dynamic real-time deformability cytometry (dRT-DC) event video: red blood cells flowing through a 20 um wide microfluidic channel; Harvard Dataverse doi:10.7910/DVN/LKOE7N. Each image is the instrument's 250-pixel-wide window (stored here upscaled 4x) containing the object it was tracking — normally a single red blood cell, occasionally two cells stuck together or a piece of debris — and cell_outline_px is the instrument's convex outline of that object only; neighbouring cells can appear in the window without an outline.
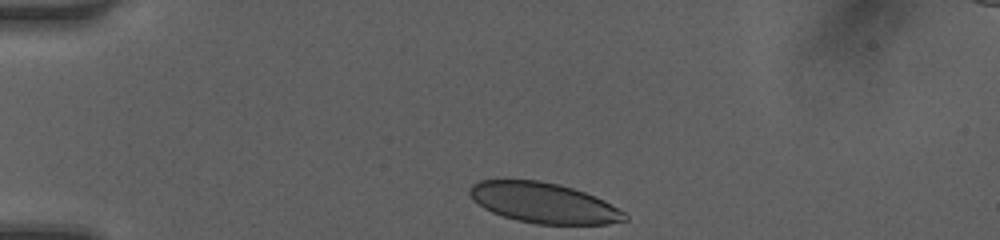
{"species": "human", "species_latin": "Homo sapiens", "temperature_condition": "room temperature", "stored_images_in_passage": 33, "camera_frame_rate_fps": 3000, "um_per_image_px": 0.085, "donor": {"sex": "female"}, "frame": {"image": 1, "passage_image": 1, "time_ms": 0.0, "image_size_px": [1000, 240], "cell_outline_px": [[628, 220], [608, 224], [536, 224], [516, 220], [492, 212], [484, 208], [472, 200], [468, 192], [468, 188], [472, 184], [480, 180], [540, 180], [560, 184], [596, 196], [604, 200], [624, 212], [628, 216]], "centroid_in_image_um": [46.2, 17.24], "position_along_channel_um": 38.8, "area_um2": 36.59}}
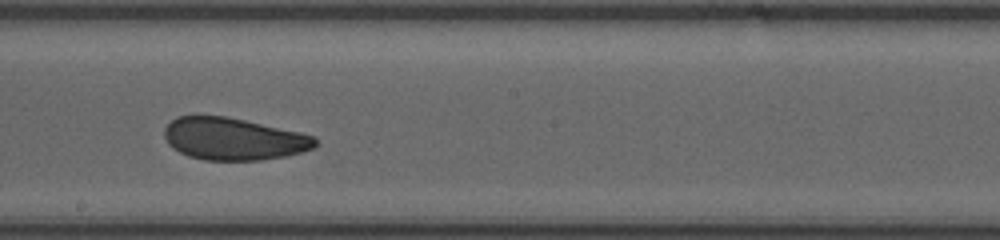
{"frame": {"image": 2, "passage_image": 18, "time_ms": 5.667, "image_size_px": [1000, 240], "cell_outline_px": [[320, 144], [312, 148], [300, 152], [284, 156], [260, 160], [204, 160], [188, 156], [172, 148], [168, 144], [164, 136], [164, 128], [176, 116], [228, 116], [300, 132], [316, 136]], "centroid_in_image_um": [19.85, 11.8], "position_along_channel_um": 228.3, "area_um2": 37.28}}
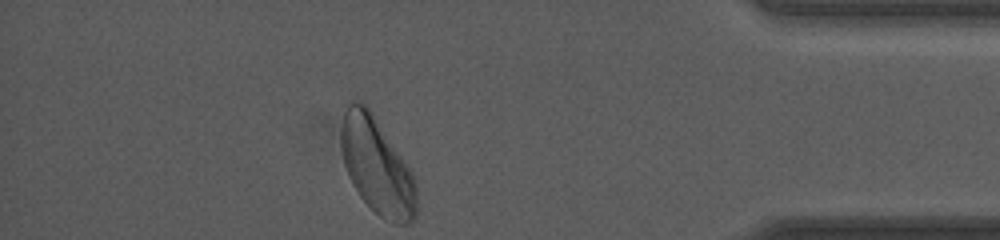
{"frame": {"image": 3, "passage_image": 33, "time_ms": 10.667, "image_size_px": [1000, 240], "cell_outline_px": [[416, 216], [408, 224], [392, 224], [384, 220], [360, 196], [352, 184], [348, 176], [344, 164], [340, 148], [340, 128], [344, 104], [348, 100], [360, 100], [372, 112], [408, 164], [416, 184]], "centroid_in_image_um": [32.0, 14.06], "position_along_channel_um": 403.2, "area_um2": 43.0}, "authors_computed_cell_mechanics": {"area_um2": 38.2636, "velocity_mm_per_s": 4.1936, "shape_relaxation_time_tau1_ms": 3.6046, "shape_relaxation_time_tau2_ms": 1.0449, "deformation_change_tau1": 0.1085, "deformation_change_tau2": 0.064}}